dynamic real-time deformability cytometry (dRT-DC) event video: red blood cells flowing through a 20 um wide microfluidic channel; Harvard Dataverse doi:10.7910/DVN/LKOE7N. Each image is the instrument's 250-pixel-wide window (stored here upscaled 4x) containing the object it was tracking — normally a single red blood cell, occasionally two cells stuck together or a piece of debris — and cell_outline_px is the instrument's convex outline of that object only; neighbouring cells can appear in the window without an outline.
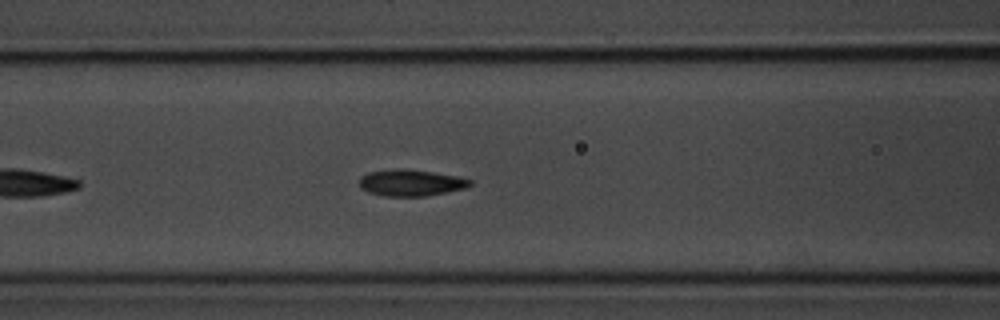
{"species": "common noctule bat (a hibernating species)", "species_latin": "Nyctalus noctula", "temperature_condition": "room temperature", "stored_images_in_passage": 34, "camera_frame_rate_fps": 3000, "um_per_image_px": 0.085, "animal": {"sex": "male", "body_mass_g": 20.1, "forearm_length_mm": 53.5}, "frame": {"image": 1, "passage_image": 10, "time_ms": 3.0, "image_size_px": [1000, 320], "cell_outline_px": [[472, 184], [468, 188], [428, 196], [384, 196], [368, 192], [360, 188], [360, 176], [368, 172], [392, 168], [400, 168], [432, 172], [460, 176], [472, 180]], "centroid_in_image_um": [34.95, 15.53], "position_along_channel_um": 131.7, "area_um2": 17.4}}
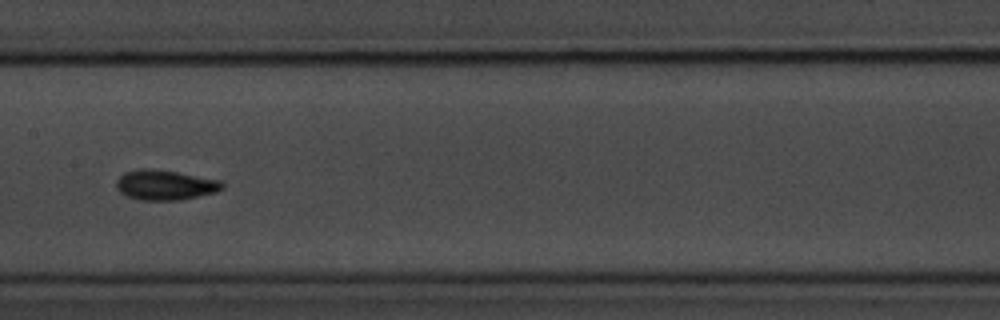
{"frame": {"image": 2, "passage_image": 15, "time_ms": 4.667, "image_size_px": [1000, 320], "cell_outline_px": [[224, 188], [216, 192], [180, 200], [140, 200], [128, 196], [120, 192], [116, 188], [116, 180], [124, 172], [140, 168], [148, 168], [176, 172], [220, 180], [224, 184]], "centroid_in_image_um": [14.02, 15.72], "position_along_channel_um": 193.4, "area_um2": 18.5}, "authors_computed_cell_mechanics": {"area_um2": 16.8776, "velocity_mm_per_s": 3.6956, "shape_relaxation_time_tau1_ms": 2.8924, "shape_relaxation_time_tau2_ms": 3.1567, "deformation_change_tau1": 0.11, "deformation_change_tau2": 0.0545}}